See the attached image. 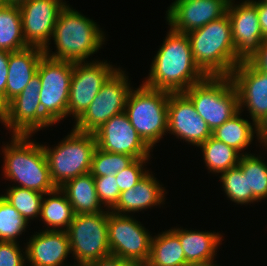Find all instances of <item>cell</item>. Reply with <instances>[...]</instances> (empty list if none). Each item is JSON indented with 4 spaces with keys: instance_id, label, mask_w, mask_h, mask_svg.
<instances>
[{
    "instance_id": "1",
    "label": "cell",
    "mask_w": 267,
    "mask_h": 266,
    "mask_svg": "<svg viewBox=\"0 0 267 266\" xmlns=\"http://www.w3.org/2000/svg\"><path fill=\"white\" fill-rule=\"evenodd\" d=\"M150 68L142 83L170 93L184 92L207 77L194 61L188 35L171 28Z\"/></svg>"
},
{
    "instance_id": "2",
    "label": "cell",
    "mask_w": 267,
    "mask_h": 266,
    "mask_svg": "<svg viewBox=\"0 0 267 266\" xmlns=\"http://www.w3.org/2000/svg\"><path fill=\"white\" fill-rule=\"evenodd\" d=\"M98 26L95 21L66 4L59 13L51 37L55 42L56 52L45 47L44 54L52 59L87 61L88 57L101 49L106 39Z\"/></svg>"
},
{
    "instance_id": "3",
    "label": "cell",
    "mask_w": 267,
    "mask_h": 266,
    "mask_svg": "<svg viewBox=\"0 0 267 266\" xmlns=\"http://www.w3.org/2000/svg\"><path fill=\"white\" fill-rule=\"evenodd\" d=\"M30 138L31 135H12L11 143L2 145V173L7 180L17 182V187L46 194L57 187L52 181L42 144Z\"/></svg>"
},
{
    "instance_id": "4",
    "label": "cell",
    "mask_w": 267,
    "mask_h": 266,
    "mask_svg": "<svg viewBox=\"0 0 267 266\" xmlns=\"http://www.w3.org/2000/svg\"><path fill=\"white\" fill-rule=\"evenodd\" d=\"M187 35L194 61L207 76H230L240 63L236 59L228 14Z\"/></svg>"
},
{
    "instance_id": "5",
    "label": "cell",
    "mask_w": 267,
    "mask_h": 266,
    "mask_svg": "<svg viewBox=\"0 0 267 266\" xmlns=\"http://www.w3.org/2000/svg\"><path fill=\"white\" fill-rule=\"evenodd\" d=\"M128 95L125 113L139 136L151 148L168 131V100L170 92L139 85Z\"/></svg>"
},
{
    "instance_id": "6",
    "label": "cell",
    "mask_w": 267,
    "mask_h": 266,
    "mask_svg": "<svg viewBox=\"0 0 267 266\" xmlns=\"http://www.w3.org/2000/svg\"><path fill=\"white\" fill-rule=\"evenodd\" d=\"M183 93L212 132L239 112L238 94L229 76H207Z\"/></svg>"
},
{
    "instance_id": "7",
    "label": "cell",
    "mask_w": 267,
    "mask_h": 266,
    "mask_svg": "<svg viewBox=\"0 0 267 266\" xmlns=\"http://www.w3.org/2000/svg\"><path fill=\"white\" fill-rule=\"evenodd\" d=\"M53 183L61 187L65 182L90 172L92 157L97 147L93 133L80 132L72 128L52 148L42 145Z\"/></svg>"
},
{
    "instance_id": "8",
    "label": "cell",
    "mask_w": 267,
    "mask_h": 266,
    "mask_svg": "<svg viewBox=\"0 0 267 266\" xmlns=\"http://www.w3.org/2000/svg\"><path fill=\"white\" fill-rule=\"evenodd\" d=\"M108 210L76 214L66 230L76 266H84L111 255L108 244Z\"/></svg>"
},
{
    "instance_id": "9",
    "label": "cell",
    "mask_w": 267,
    "mask_h": 266,
    "mask_svg": "<svg viewBox=\"0 0 267 266\" xmlns=\"http://www.w3.org/2000/svg\"><path fill=\"white\" fill-rule=\"evenodd\" d=\"M74 62L42 56L37 74L40 77L42 113L56 125L68 116L70 84Z\"/></svg>"
},
{
    "instance_id": "10",
    "label": "cell",
    "mask_w": 267,
    "mask_h": 266,
    "mask_svg": "<svg viewBox=\"0 0 267 266\" xmlns=\"http://www.w3.org/2000/svg\"><path fill=\"white\" fill-rule=\"evenodd\" d=\"M124 70L118 69L108 78L73 128L93 133L111 117L125 112L128 95L132 90ZM129 81V82H128Z\"/></svg>"
},
{
    "instance_id": "11",
    "label": "cell",
    "mask_w": 267,
    "mask_h": 266,
    "mask_svg": "<svg viewBox=\"0 0 267 266\" xmlns=\"http://www.w3.org/2000/svg\"><path fill=\"white\" fill-rule=\"evenodd\" d=\"M108 244L111 255L132 265H145L150 254L152 236L132 215L108 211Z\"/></svg>"
},
{
    "instance_id": "12",
    "label": "cell",
    "mask_w": 267,
    "mask_h": 266,
    "mask_svg": "<svg viewBox=\"0 0 267 266\" xmlns=\"http://www.w3.org/2000/svg\"><path fill=\"white\" fill-rule=\"evenodd\" d=\"M40 77L36 74L24 90L3 107V125L11 135H33L54 125L43 113L40 104Z\"/></svg>"
},
{
    "instance_id": "13",
    "label": "cell",
    "mask_w": 267,
    "mask_h": 266,
    "mask_svg": "<svg viewBox=\"0 0 267 266\" xmlns=\"http://www.w3.org/2000/svg\"><path fill=\"white\" fill-rule=\"evenodd\" d=\"M105 61L74 62L68 115L75 121L85 112L108 78L117 70Z\"/></svg>"
},
{
    "instance_id": "14",
    "label": "cell",
    "mask_w": 267,
    "mask_h": 266,
    "mask_svg": "<svg viewBox=\"0 0 267 266\" xmlns=\"http://www.w3.org/2000/svg\"><path fill=\"white\" fill-rule=\"evenodd\" d=\"M230 2L227 14L231 22L232 41L239 62L250 61L265 39L260 27L257 1Z\"/></svg>"
},
{
    "instance_id": "15",
    "label": "cell",
    "mask_w": 267,
    "mask_h": 266,
    "mask_svg": "<svg viewBox=\"0 0 267 266\" xmlns=\"http://www.w3.org/2000/svg\"><path fill=\"white\" fill-rule=\"evenodd\" d=\"M66 4L63 0H28L19 5L23 36L29 46L50 47L55 23Z\"/></svg>"
},
{
    "instance_id": "16",
    "label": "cell",
    "mask_w": 267,
    "mask_h": 266,
    "mask_svg": "<svg viewBox=\"0 0 267 266\" xmlns=\"http://www.w3.org/2000/svg\"><path fill=\"white\" fill-rule=\"evenodd\" d=\"M99 149L106 152L150 158L152 149L139 136L125 112L111 117L93 132Z\"/></svg>"
},
{
    "instance_id": "17",
    "label": "cell",
    "mask_w": 267,
    "mask_h": 266,
    "mask_svg": "<svg viewBox=\"0 0 267 266\" xmlns=\"http://www.w3.org/2000/svg\"><path fill=\"white\" fill-rule=\"evenodd\" d=\"M238 94L239 111L247 108L257 124L267 113V73L250 61L240 62L229 76Z\"/></svg>"
},
{
    "instance_id": "18",
    "label": "cell",
    "mask_w": 267,
    "mask_h": 266,
    "mask_svg": "<svg viewBox=\"0 0 267 266\" xmlns=\"http://www.w3.org/2000/svg\"><path fill=\"white\" fill-rule=\"evenodd\" d=\"M228 5L227 0H175L166 20L173 31L187 34L226 15Z\"/></svg>"
},
{
    "instance_id": "19",
    "label": "cell",
    "mask_w": 267,
    "mask_h": 266,
    "mask_svg": "<svg viewBox=\"0 0 267 266\" xmlns=\"http://www.w3.org/2000/svg\"><path fill=\"white\" fill-rule=\"evenodd\" d=\"M167 132L197 147L212 136L211 129L183 92L169 94Z\"/></svg>"
},
{
    "instance_id": "20",
    "label": "cell",
    "mask_w": 267,
    "mask_h": 266,
    "mask_svg": "<svg viewBox=\"0 0 267 266\" xmlns=\"http://www.w3.org/2000/svg\"><path fill=\"white\" fill-rule=\"evenodd\" d=\"M28 241L25 248L30 266H76L64 263L71 253L66 231L43 230Z\"/></svg>"
},
{
    "instance_id": "21",
    "label": "cell",
    "mask_w": 267,
    "mask_h": 266,
    "mask_svg": "<svg viewBox=\"0 0 267 266\" xmlns=\"http://www.w3.org/2000/svg\"><path fill=\"white\" fill-rule=\"evenodd\" d=\"M43 55V49L35 46H28L9 53L5 105L19 95L37 74L39 62Z\"/></svg>"
},
{
    "instance_id": "22",
    "label": "cell",
    "mask_w": 267,
    "mask_h": 266,
    "mask_svg": "<svg viewBox=\"0 0 267 266\" xmlns=\"http://www.w3.org/2000/svg\"><path fill=\"white\" fill-rule=\"evenodd\" d=\"M150 173L134 187L120 193L116 206L111 210L113 213L129 215L164 203L165 187Z\"/></svg>"
},
{
    "instance_id": "23",
    "label": "cell",
    "mask_w": 267,
    "mask_h": 266,
    "mask_svg": "<svg viewBox=\"0 0 267 266\" xmlns=\"http://www.w3.org/2000/svg\"><path fill=\"white\" fill-rule=\"evenodd\" d=\"M171 230L179 237L187 263L215 259L218 247L224 240L219 232L193 231L179 227Z\"/></svg>"
},
{
    "instance_id": "24",
    "label": "cell",
    "mask_w": 267,
    "mask_h": 266,
    "mask_svg": "<svg viewBox=\"0 0 267 266\" xmlns=\"http://www.w3.org/2000/svg\"><path fill=\"white\" fill-rule=\"evenodd\" d=\"M59 188L65 193L75 215L105 211L98 199L94 177L90 172L68 180Z\"/></svg>"
},
{
    "instance_id": "25",
    "label": "cell",
    "mask_w": 267,
    "mask_h": 266,
    "mask_svg": "<svg viewBox=\"0 0 267 266\" xmlns=\"http://www.w3.org/2000/svg\"><path fill=\"white\" fill-rule=\"evenodd\" d=\"M74 215L70 202L59 187L43 195L39 217L47 226L45 230L66 231Z\"/></svg>"
},
{
    "instance_id": "26",
    "label": "cell",
    "mask_w": 267,
    "mask_h": 266,
    "mask_svg": "<svg viewBox=\"0 0 267 266\" xmlns=\"http://www.w3.org/2000/svg\"><path fill=\"white\" fill-rule=\"evenodd\" d=\"M186 264L179 237L171 228L152 237L149 258L144 266H185Z\"/></svg>"
},
{
    "instance_id": "27",
    "label": "cell",
    "mask_w": 267,
    "mask_h": 266,
    "mask_svg": "<svg viewBox=\"0 0 267 266\" xmlns=\"http://www.w3.org/2000/svg\"><path fill=\"white\" fill-rule=\"evenodd\" d=\"M241 111L227 120L223 125L217 127L212 136L226 145L237 150L241 155L249 154L243 152L250 146L256 132V124L250 123L248 119L241 117Z\"/></svg>"
},
{
    "instance_id": "28",
    "label": "cell",
    "mask_w": 267,
    "mask_h": 266,
    "mask_svg": "<svg viewBox=\"0 0 267 266\" xmlns=\"http://www.w3.org/2000/svg\"><path fill=\"white\" fill-rule=\"evenodd\" d=\"M29 45L23 36L19 5L0 6V50L8 52L22 50Z\"/></svg>"
},
{
    "instance_id": "29",
    "label": "cell",
    "mask_w": 267,
    "mask_h": 266,
    "mask_svg": "<svg viewBox=\"0 0 267 266\" xmlns=\"http://www.w3.org/2000/svg\"><path fill=\"white\" fill-rule=\"evenodd\" d=\"M207 170L213 174L222 173L239 164L241 153L224 142L210 136L200 146Z\"/></svg>"
},
{
    "instance_id": "30",
    "label": "cell",
    "mask_w": 267,
    "mask_h": 266,
    "mask_svg": "<svg viewBox=\"0 0 267 266\" xmlns=\"http://www.w3.org/2000/svg\"><path fill=\"white\" fill-rule=\"evenodd\" d=\"M256 154L241 156L238 166L247 175L248 191L260 202L267 199V163Z\"/></svg>"
},
{
    "instance_id": "31",
    "label": "cell",
    "mask_w": 267,
    "mask_h": 266,
    "mask_svg": "<svg viewBox=\"0 0 267 266\" xmlns=\"http://www.w3.org/2000/svg\"><path fill=\"white\" fill-rule=\"evenodd\" d=\"M2 196L29 223L30 219L40 216L43 193L17 186H10Z\"/></svg>"
},
{
    "instance_id": "32",
    "label": "cell",
    "mask_w": 267,
    "mask_h": 266,
    "mask_svg": "<svg viewBox=\"0 0 267 266\" xmlns=\"http://www.w3.org/2000/svg\"><path fill=\"white\" fill-rule=\"evenodd\" d=\"M220 183L223 191L230 201L238 205L259 202L252 191H248L247 175L243 174L241 168L237 165L220 174Z\"/></svg>"
},
{
    "instance_id": "33",
    "label": "cell",
    "mask_w": 267,
    "mask_h": 266,
    "mask_svg": "<svg viewBox=\"0 0 267 266\" xmlns=\"http://www.w3.org/2000/svg\"><path fill=\"white\" fill-rule=\"evenodd\" d=\"M28 226L22 215L0 195V241L17 242Z\"/></svg>"
},
{
    "instance_id": "34",
    "label": "cell",
    "mask_w": 267,
    "mask_h": 266,
    "mask_svg": "<svg viewBox=\"0 0 267 266\" xmlns=\"http://www.w3.org/2000/svg\"><path fill=\"white\" fill-rule=\"evenodd\" d=\"M135 160V157L106 152L96 147L92 157L90 173L93 176L115 175L130 166Z\"/></svg>"
},
{
    "instance_id": "35",
    "label": "cell",
    "mask_w": 267,
    "mask_h": 266,
    "mask_svg": "<svg viewBox=\"0 0 267 266\" xmlns=\"http://www.w3.org/2000/svg\"><path fill=\"white\" fill-rule=\"evenodd\" d=\"M98 199L105 210L111 211L117 204L120 190L115 175L93 176Z\"/></svg>"
},
{
    "instance_id": "36",
    "label": "cell",
    "mask_w": 267,
    "mask_h": 266,
    "mask_svg": "<svg viewBox=\"0 0 267 266\" xmlns=\"http://www.w3.org/2000/svg\"><path fill=\"white\" fill-rule=\"evenodd\" d=\"M151 158L136 159L130 166L115 174L120 192L134 187L149 172L144 165Z\"/></svg>"
},
{
    "instance_id": "37",
    "label": "cell",
    "mask_w": 267,
    "mask_h": 266,
    "mask_svg": "<svg viewBox=\"0 0 267 266\" xmlns=\"http://www.w3.org/2000/svg\"><path fill=\"white\" fill-rule=\"evenodd\" d=\"M21 249L17 242L0 241V266H26V248Z\"/></svg>"
},
{
    "instance_id": "38",
    "label": "cell",
    "mask_w": 267,
    "mask_h": 266,
    "mask_svg": "<svg viewBox=\"0 0 267 266\" xmlns=\"http://www.w3.org/2000/svg\"><path fill=\"white\" fill-rule=\"evenodd\" d=\"M9 53L5 50H0V106H5V89L8 78V62Z\"/></svg>"
},
{
    "instance_id": "39",
    "label": "cell",
    "mask_w": 267,
    "mask_h": 266,
    "mask_svg": "<svg viewBox=\"0 0 267 266\" xmlns=\"http://www.w3.org/2000/svg\"><path fill=\"white\" fill-rule=\"evenodd\" d=\"M250 62L257 69L267 73V38L263 40L258 52L250 59Z\"/></svg>"
},
{
    "instance_id": "40",
    "label": "cell",
    "mask_w": 267,
    "mask_h": 266,
    "mask_svg": "<svg viewBox=\"0 0 267 266\" xmlns=\"http://www.w3.org/2000/svg\"><path fill=\"white\" fill-rule=\"evenodd\" d=\"M84 266H133L130 262L113 255L100 258Z\"/></svg>"
},
{
    "instance_id": "41",
    "label": "cell",
    "mask_w": 267,
    "mask_h": 266,
    "mask_svg": "<svg viewBox=\"0 0 267 266\" xmlns=\"http://www.w3.org/2000/svg\"><path fill=\"white\" fill-rule=\"evenodd\" d=\"M257 12L263 37L267 38V4L263 0L257 1Z\"/></svg>"
},
{
    "instance_id": "42",
    "label": "cell",
    "mask_w": 267,
    "mask_h": 266,
    "mask_svg": "<svg viewBox=\"0 0 267 266\" xmlns=\"http://www.w3.org/2000/svg\"><path fill=\"white\" fill-rule=\"evenodd\" d=\"M256 136L260 145L267 147V113L263 118L256 124Z\"/></svg>"
},
{
    "instance_id": "43",
    "label": "cell",
    "mask_w": 267,
    "mask_h": 266,
    "mask_svg": "<svg viewBox=\"0 0 267 266\" xmlns=\"http://www.w3.org/2000/svg\"><path fill=\"white\" fill-rule=\"evenodd\" d=\"M214 260L215 259L209 261L187 263L185 266H219L216 263L214 264V262H216Z\"/></svg>"
},
{
    "instance_id": "44",
    "label": "cell",
    "mask_w": 267,
    "mask_h": 266,
    "mask_svg": "<svg viewBox=\"0 0 267 266\" xmlns=\"http://www.w3.org/2000/svg\"><path fill=\"white\" fill-rule=\"evenodd\" d=\"M28 0H5V4L20 5L21 3Z\"/></svg>"
},
{
    "instance_id": "45",
    "label": "cell",
    "mask_w": 267,
    "mask_h": 266,
    "mask_svg": "<svg viewBox=\"0 0 267 266\" xmlns=\"http://www.w3.org/2000/svg\"><path fill=\"white\" fill-rule=\"evenodd\" d=\"M3 118H4L3 107L0 106V121H1V123H3Z\"/></svg>"
},
{
    "instance_id": "46",
    "label": "cell",
    "mask_w": 267,
    "mask_h": 266,
    "mask_svg": "<svg viewBox=\"0 0 267 266\" xmlns=\"http://www.w3.org/2000/svg\"><path fill=\"white\" fill-rule=\"evenodd\" d=\"M5 4V0H0V6Z\"/></svg>"
}]
</instances>
